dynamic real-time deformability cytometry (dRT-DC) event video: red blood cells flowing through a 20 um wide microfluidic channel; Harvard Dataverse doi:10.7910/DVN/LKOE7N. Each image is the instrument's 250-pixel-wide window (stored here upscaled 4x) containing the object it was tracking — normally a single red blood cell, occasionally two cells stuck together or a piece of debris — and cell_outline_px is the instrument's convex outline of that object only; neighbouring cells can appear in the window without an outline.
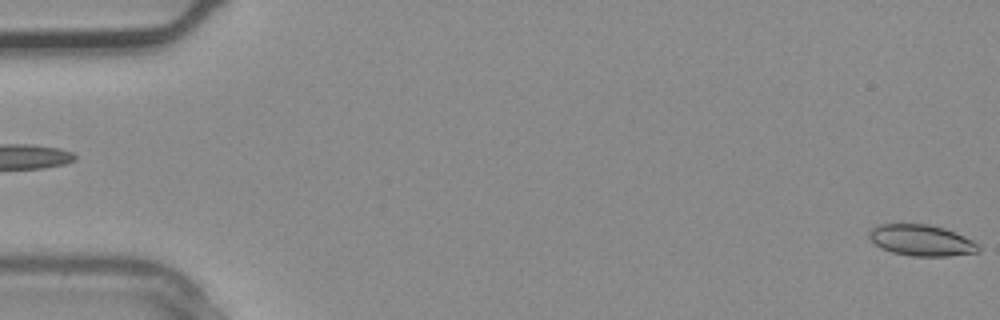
{"species": "common noctule bat (a hibernating species)", "species_latin": "Nyctalus noctula", "temperature_condition": "warm", "stored_images_in_passage": 4, "camera_frame_rate_fps": 3000, "um_per_image_px": 0.085, "animal": {"sex": "male", "body_mass_g": 20.4}, "frame": {"image": 1, "passage_image": 4, "time_ms": 1.0, "image_size_px": [1000, 320], "cell_outline_px": [[980, 252], [948, 256], [912, 256], [892, 252], [880, 248], [868, 236], [868, 232], [872, 228], [880, 224], [928, 224], [944, 228], [964, 236], [980, 244]], "centroid_in_image_um": [78.34, 20.43], "position_along_channel_um": 6.7, "area_um2": 19.88}}